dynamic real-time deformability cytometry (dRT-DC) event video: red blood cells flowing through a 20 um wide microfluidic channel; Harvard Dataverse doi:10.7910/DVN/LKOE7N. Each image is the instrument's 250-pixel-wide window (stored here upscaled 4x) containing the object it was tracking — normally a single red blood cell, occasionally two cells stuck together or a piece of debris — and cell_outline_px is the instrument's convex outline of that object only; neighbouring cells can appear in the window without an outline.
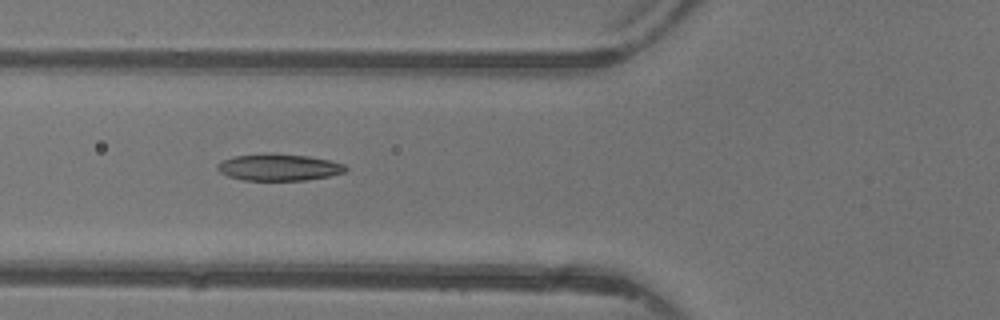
{"species": "common noctule bat (a hibernating species)", "species_latin": "Nyctalus noctula", "temperature_condition": "warm", "stored_images_in_passage": 2, "camera_frame_rate_fps": 3000, "um_per_image_px": 0.085, "animal": {"sex": "female"}, "frame": {"image": 1, "passage_image": 2, "time_ms": 1.0, "image_size_px": [1000, 320], "cell_outline_px": [[348, 168], [344, 172], [328, 176], [304, 180], [244, 180], [228, 176], [220, 172], [216, 168], [216, 164], [232, 156], [268, 152], [308, 156], [328, 160], [344, 164]], "centroid_in_image_um": [23.66, 14.2], "position_along_channel_um": 102.1, "area_um2": 20.06}}